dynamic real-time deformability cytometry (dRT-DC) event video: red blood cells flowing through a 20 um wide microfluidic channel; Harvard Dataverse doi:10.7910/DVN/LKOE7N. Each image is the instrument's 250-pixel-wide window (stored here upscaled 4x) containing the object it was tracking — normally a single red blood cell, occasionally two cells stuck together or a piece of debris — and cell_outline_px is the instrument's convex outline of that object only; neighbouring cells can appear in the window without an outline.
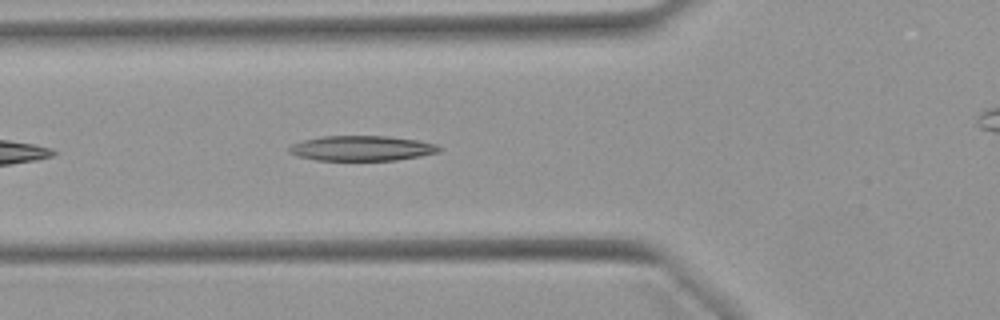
{"species": "Egyptian fruit bat (a non-hibernating species)", "species_latin": "Rousettus aegyptiacus", "temperature_condition": "warm", "stored_images_in_passage": 32, "camera_frame_rate_fps": 3000, "um_per_image_px": 0.085, "animal": {"sex": "female"}, "frame": {"image": 1, "passage_image": 5, "time_ms": 1.333, "image_size_px": [1000, 320], "cell_outline_px": [[440, 152], [420, 156], [396, 160], [316, 160], [296, 156], [288, 152], [288, 148], [292, 144], [304, 140], [320, 136], [388, 136], [420, 140], [436, 144], [440, 148]], "centroid_in_image_um": [30.74, 12.6], "position_along_channel_um": 95.1, "area_um2": 22.02}}
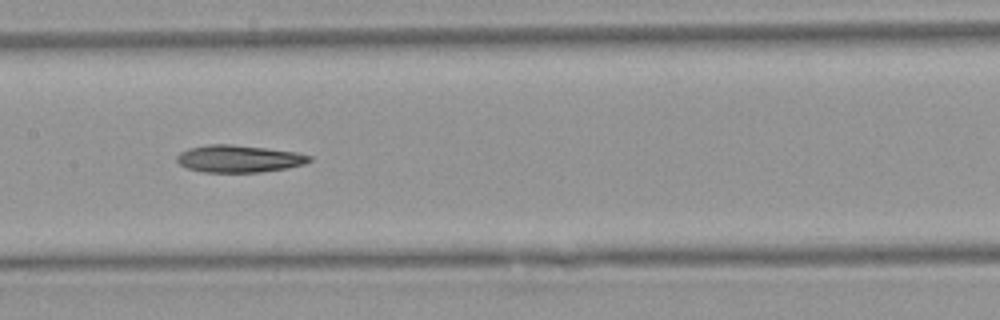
{"frame": {"image": 2, "passage_image": 12, "time_ms": 3.667, "image_size_px": [1000, 320], "cell_outline_px": [[312, 160], [304, 164], [288, 168], [260, 172], [204, 172], [188, 168], [180, 164], [176, 160], [176, 156], [180, 152], [188, 148], [208, 144], [232, 144], [296, 152], [312, 156]], "centroid_in_image_um": [20.3, 13.49], "position_along_channel_um": 187.1, "area_um2": 21.04}}
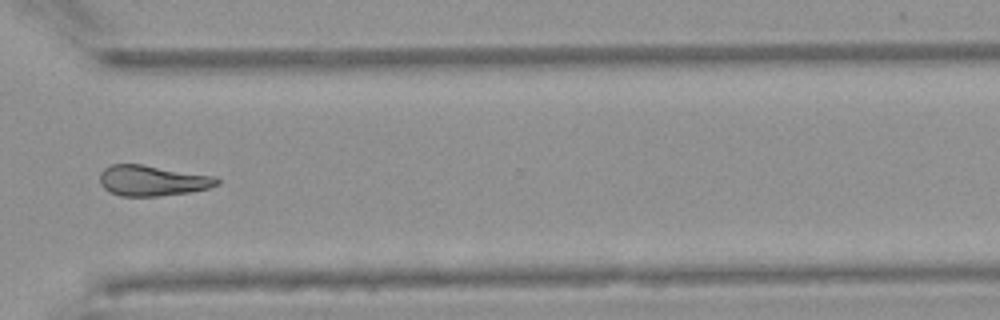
{"frame": {"image": 3, "passage_image": 25, "time_ms": 8.0, "image_size_px": [1000, 320], "cell_outline_px": [[220, 184], [208, 188], [188, 192], [160, 196], [120, 196], [108, 192], [100, 184], [100, 172], [104, 168], [112, 164], [140, 164], [216, 176], [220, 180]], "centroid_in_image_um": [12.94, 15.35], "position_along_channel_um": 357.7, "area_um2": 20.98}, "authors_computed_cell_mechanics": {"area_um2": 21.0681, "velocity_mm_per_s": 3.941, "shape_relaxation_time_tau1_ms": 8.5872, "shape_relaxation_time_tau2_ms": null, "deformation_change_tau1": 0.2025, "deformation_change_tau2": null}}